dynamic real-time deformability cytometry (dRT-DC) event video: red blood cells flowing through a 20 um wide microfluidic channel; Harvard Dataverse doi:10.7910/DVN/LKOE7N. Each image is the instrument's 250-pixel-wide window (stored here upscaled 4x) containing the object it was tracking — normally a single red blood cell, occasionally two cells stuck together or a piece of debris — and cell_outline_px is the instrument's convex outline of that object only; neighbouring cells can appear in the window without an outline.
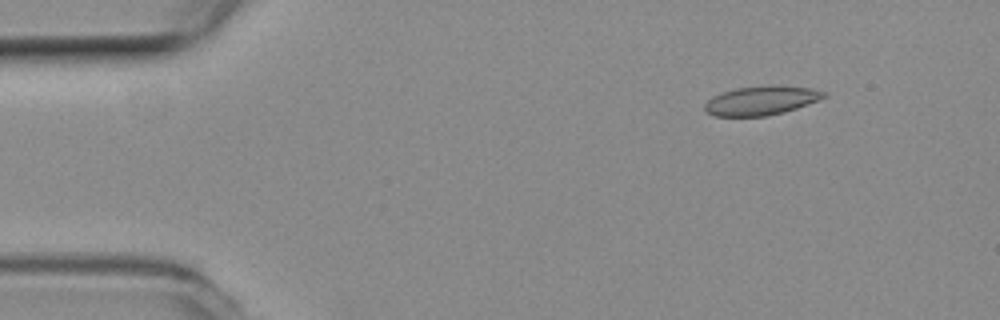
{"species": "common noctule bat (a hibernating species)", "species_latin": "Nyctalus noctula", "temperature_condition": "room temperature", "stored_images_in_passage": 8, "camera_frame_rate_fps": 3000, "um_per_image_px": 0.085, "animal": {"sex": "female", "body_mass_g": 19.3, "forearm_length_mm": 54.1}, "frame": {"image": 1, "passage_image": 1, "time_ms": 0.0, "image_size_px": [1000, 320], "cell_outline_px": [[828, 96], [796, 108], [784, 112], [764, 116], [716, 116], [704, 112], [704, 104], [712, 96], [736, 88], [764, 84], [772, 84], [808, 88], [828, 92]], "centroid_in_image_um": [64.69, 8.53], "position_along_channel_um": 20.3, "area_um2": 20.35}}
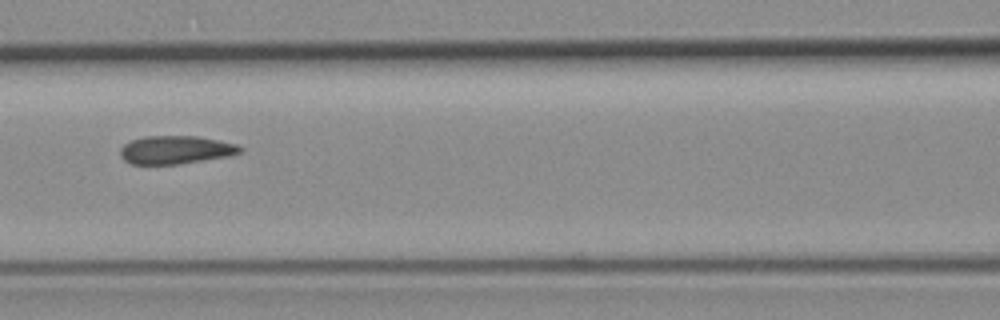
{"frame": {"image": 2, "passage_image": 5, "time_ms": 1.333, "image_size_px": [1000, 320], "cell_outline_px": [[244, 148], [240, 152], [232, 156], [180, 164], [132, 164], [124, 160], [120, 156], [120, 148], [124, 144], [132, 140], [144, 136], [196, 136], [236, 144]], "centroid_in_image_um": [14.94, 12.74], "position_along_channel_um": 151.7, "area_um2": 19.77}}
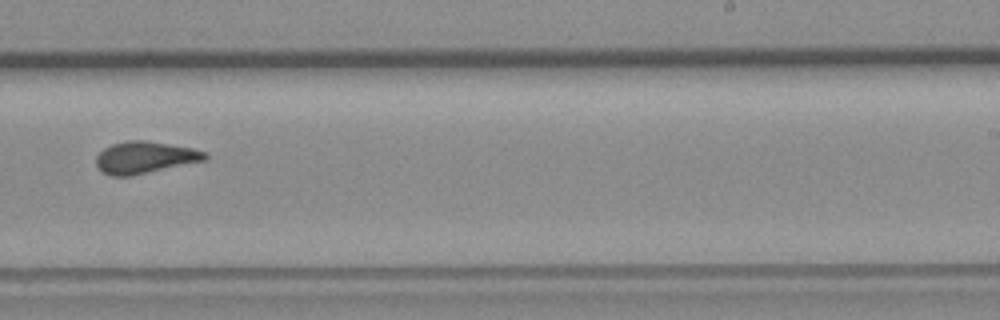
{"frame": {"image": 3, "passage_image": 8, "time_ms": 2.333, "image_size_px": [1000, 320], "cell_outline_px": [[208, 160], [132, 176], [108, 176], [96, 164], [96, 156], [104, 148], [112, 144], [128, 140], [144, 140], [192, 148], [204, 152], [208, 156]], "centroid_in_image_um": [12.32, 13.39], "position_along_channel_um": 276.7, "area_um2": 20.29}}